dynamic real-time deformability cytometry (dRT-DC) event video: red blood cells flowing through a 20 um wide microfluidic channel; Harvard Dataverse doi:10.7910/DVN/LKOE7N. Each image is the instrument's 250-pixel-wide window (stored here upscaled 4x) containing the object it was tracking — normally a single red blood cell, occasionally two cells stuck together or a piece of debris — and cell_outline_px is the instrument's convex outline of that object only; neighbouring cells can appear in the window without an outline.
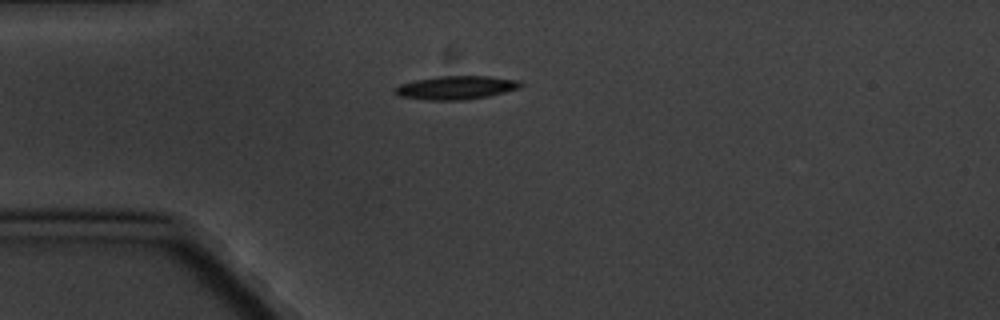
{"species": "common noctule bat (a hibernating species)", "species_latin": "Nyctalus noctula", "temperature_condition": "cold", "stored_images_in_passage": 7, "camera_frame_rate_fps": 3000, "um_per_image_px": 0.085, "animal": {"sex": "male", "body_mass_g": 20.1, "forearm_length_mm": 53.5}, "frame": {"image": 1, "passage_image": 1, "time_ms": 0.0, "image_size_px": [1000, 320], "cell_outline_px": [[524, 84], [520, 88], [488, 96], [464, 100], [428, 100], [400, 96], [392, 88], [400, 84], [416, 80], [436, 76], [488, 76], [520, 80]], "centroid_in_image_um": [38.79, 7.44], "position_along_channel_um": 46.2, "area_um2": 17.22}}